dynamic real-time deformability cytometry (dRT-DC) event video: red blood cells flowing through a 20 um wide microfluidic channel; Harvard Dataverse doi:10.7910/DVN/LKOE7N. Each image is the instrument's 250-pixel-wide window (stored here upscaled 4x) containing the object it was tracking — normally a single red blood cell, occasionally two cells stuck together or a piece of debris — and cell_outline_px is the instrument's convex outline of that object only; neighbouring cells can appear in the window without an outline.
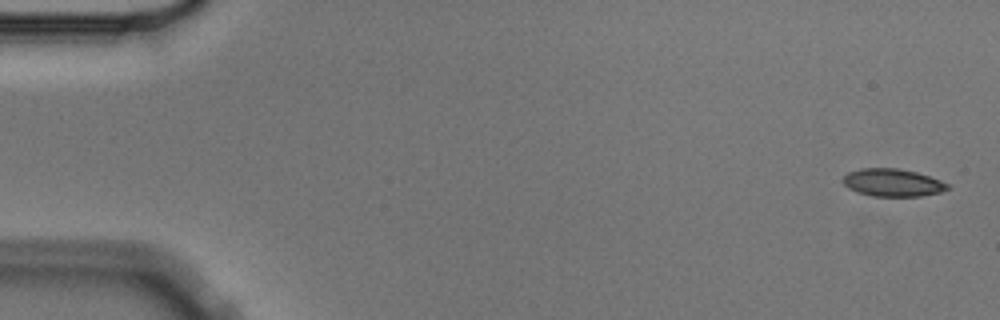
{"species": "Egyptian fruit bat (a non-hibernating species)", "species_latin": "Rousettus aegyptiacus", "temperature_condition": "cold", "stored_images_in_passage": 4, "segment_of_instrument_passage": [2, 2], "camera_frame_rate_fps": 3000, "um_per_image_px": 0.085, "animal": {"sex": "male"}, "frame": {"image": 1, "passage_image": 4, "time_ms": 1.0, "image_size_px": [1000, 320], "cell_outline_px": [[948, 188], [940, 192], [920, 196], [872, 196], [856, 192], [848, 188], [840, 180], [848, 172], [860, 168], [896, 168], [916, 172], [940, 180], [948, 184]], "centroid_in_image_um": [75.81, 15.52], "position_along_channel_um": 9.2, "area_um2": 16.82}}